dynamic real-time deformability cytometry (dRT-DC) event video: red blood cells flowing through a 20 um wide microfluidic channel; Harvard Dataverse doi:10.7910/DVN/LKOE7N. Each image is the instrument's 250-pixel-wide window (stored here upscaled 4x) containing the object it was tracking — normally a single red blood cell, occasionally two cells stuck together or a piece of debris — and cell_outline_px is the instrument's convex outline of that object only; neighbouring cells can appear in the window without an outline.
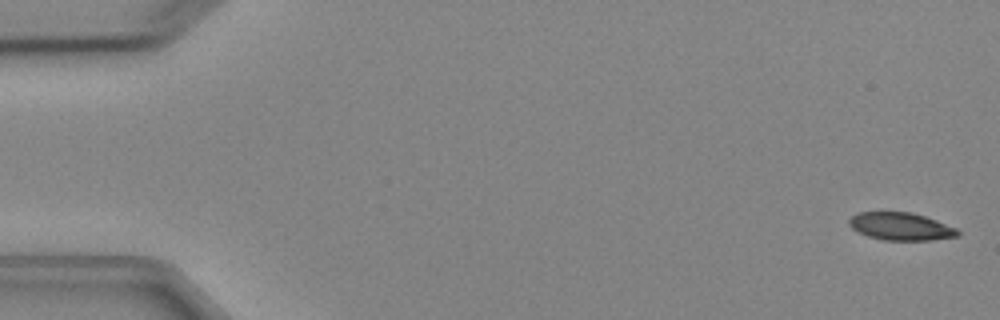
{"species": "Egyptian fruit bat (a non-hibernating species)", "species_latin": "Rousettus aegyptiacus", "temperature_condition": "cold", "stored_images_in_passage": 5, "camera_frame_rate_fps": 3000, "um_per_image_px": 0.085, "animal": {"sex": "female"}, "frame": {"image": 1, "passage_image": 1, "time_ms": 0.0, "image_size_px": [1000, 320], "cell_outline_px": [[960, 236], [932, 240], [884, 240], [868, 236], [852, 228], [848, 224], [848, 220], [852, 216], [860, 212], [912, 212], [936, 220], [956, 228], [960, 232]], "centroid_in_image_um": [76.58, 19.25], "position_along_channel_um": 8.4, "area_um2": 17.46}}
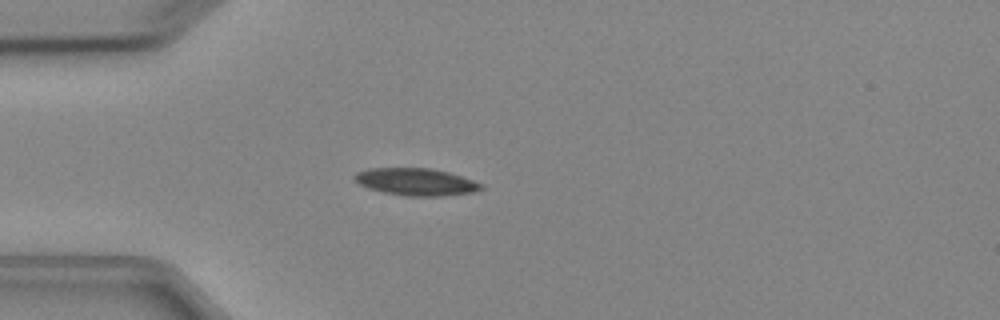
{"frame": {"image": 2, "passage_image": 4, "time_ms": 4.333, "image_size_px": [1000, 320], "cell_outline_px": [[484, 188], [472, 192], [440, 196], [404, 196], [384, 192], [368, 188], [360, 184], [352, 176], [356, 172], [368, 168], [432, 168], [448, 172], [484, 184]], "centroid_in_image_um": [35.34, 15.45], "position_along_channel_um": 49.7, "area_um2": 20.06}}